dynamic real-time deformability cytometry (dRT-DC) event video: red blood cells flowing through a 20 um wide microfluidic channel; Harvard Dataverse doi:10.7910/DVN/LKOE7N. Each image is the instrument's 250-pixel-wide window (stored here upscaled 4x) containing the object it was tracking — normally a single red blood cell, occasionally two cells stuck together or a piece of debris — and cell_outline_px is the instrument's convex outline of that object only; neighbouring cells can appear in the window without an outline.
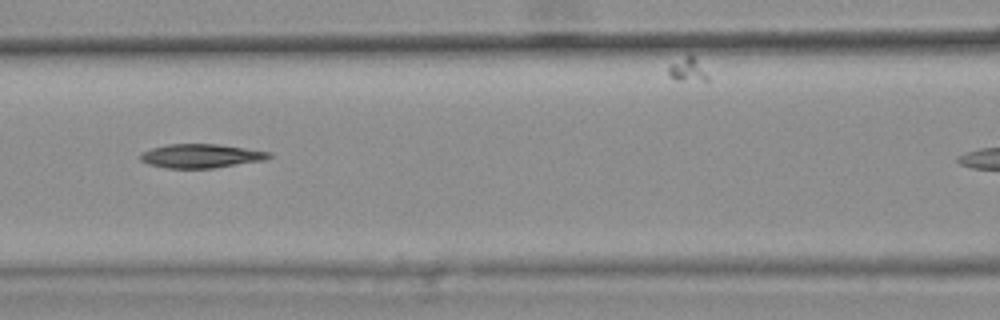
{"species": "common noctule bat (a hibernating species)", "species_latin": "Nyctalus noctula", "temperature_condition": "warm", "stored_images_in_passage": 8, "camera_frame_rate_fps": 3000, "um_per_image_px": 0.085, "animal": {"sex": "female", "body_mass_g": 25.1}, "frame": {"image": 1, "passage_image": 7, "time_ms": 2.0, "image_size_px": [1000, 320], "cell_outline_px": [[272, 156], [264, 160], [212, 168], [168, 168], [148, 164], [140, 160], [140, 152], [152, 148], [168, 144], [220, 144], [272, 152]], "centroid_in_image_um": [17.08, 13.25], "position_along_channel_um": 149.5, "area_um2": 17.92}}